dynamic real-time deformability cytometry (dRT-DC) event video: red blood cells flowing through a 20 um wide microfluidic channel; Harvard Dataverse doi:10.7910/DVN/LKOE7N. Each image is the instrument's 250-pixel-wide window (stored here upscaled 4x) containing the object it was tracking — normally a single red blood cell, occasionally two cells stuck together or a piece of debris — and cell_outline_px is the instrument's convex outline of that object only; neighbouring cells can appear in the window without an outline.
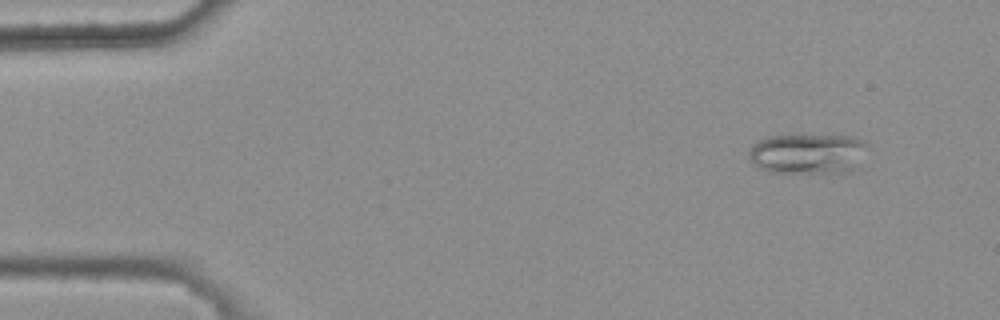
{"species": "common noctule bat (a hibernating species)", "species_latin": "Nyctalus noctula", "temperature_condition": "warm", "stored_images_in_passage": 4, "camera_frame_rate_fps": 3000, "um_per_image_px": 0.085, "animal": {"sex": "female", "body_mass_g": 25.1}, "frame": {"image": 1, "passage_image": 1, "time_ms": 0.0, "image_size_px": [1000, 320], "cell_outline_px": [[868, 148], [856, 168], [848, 172], [768, 172], [760, 168], [748, 156], [748, 152], [760, 140], [768, 136], [852, 136], [864, 140], [868, 144]], "centroid_in_image_um": [68.72, 13.06], "position_along_channel_um": 16.3, "area_um2": 27.57}}